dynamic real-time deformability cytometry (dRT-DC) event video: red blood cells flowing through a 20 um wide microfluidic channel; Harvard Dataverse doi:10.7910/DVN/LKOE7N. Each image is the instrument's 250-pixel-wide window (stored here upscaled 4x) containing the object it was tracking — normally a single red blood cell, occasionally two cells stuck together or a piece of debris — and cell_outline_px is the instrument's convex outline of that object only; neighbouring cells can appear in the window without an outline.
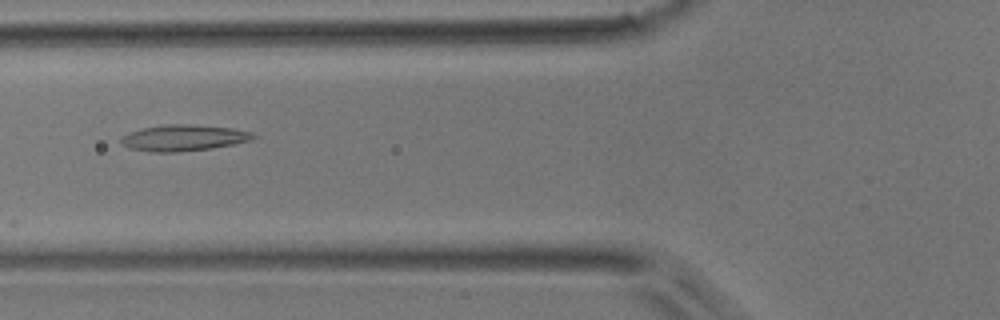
{"species": "common noctule bat (a hibernating species)", "species_latin": "Nyctalus noctula", "temperature_condition": "room temperature", "stored_images_in_passage": 30, "camera_frame_rate_fps": 3000, "um_per_image_px": 0.085, "animal": {"sex": "male", "body_mass_g": 17.9}, "frame": {"image": 1, "passage_image": 5, "time_ms": 1.333, "image_size_px": [1000, 320], "cell_outline_px": [[256, 136], [252, 140], [212, 148], [176, 152], [152, 152], [128, 148], [120, 144], [120, 136], [144, 128], [168, 124], [184, 124], [232, 128], [252, 132]], "centroid_in_image_um": [15.57, 11.72], "position_along_channel_um": 110.2, "area_um2": 20.0}}
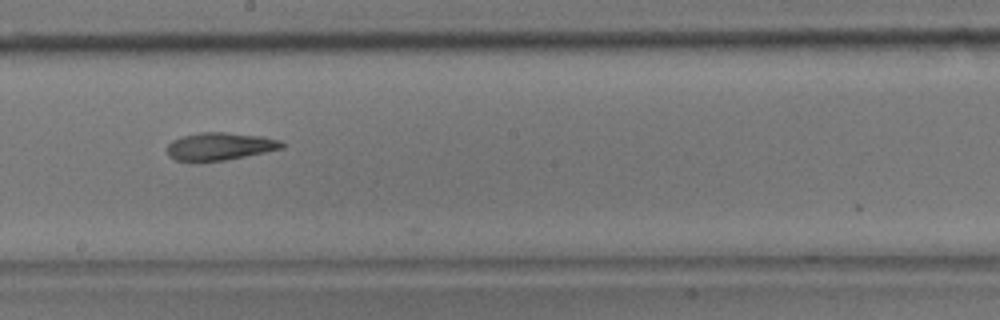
{"frame": {"image": 2, "passage_image": 14, "time_ms": 4.333, "image_size_px": [1000, 320], "cell_outline_px": [[284, 148], [224, 160], [176, 160], [168, 156], [168, 144], [172, 140], [180, 136], [200, 132], [224, 132], [260, 136], [280, 140], [284, 144]], "centroid_in_image_um": [18.68, 12.42], "position_along_channel_um": 229.5, "area_um2": 18.15}}
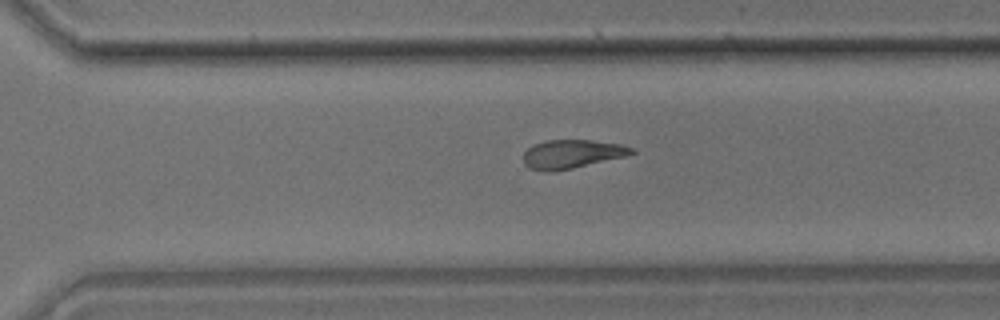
{"frame": {"image": 3, "passage_image": 21, "time_ms": 6.667, "image_size_px": [1000, 320], "cell_outline_px": [[636, 152], [624, 156], [572, 168], [552, 172], [544, 172], [528, 168], [524, 164], [524, 152], [532, 144], [548, 140], [592, 140], [620, 144], [632, 148]], "centroid_in_image_um": [48.55, 13.09], "position_along_channel_um": 322.1, "area_um2": 17.98}}